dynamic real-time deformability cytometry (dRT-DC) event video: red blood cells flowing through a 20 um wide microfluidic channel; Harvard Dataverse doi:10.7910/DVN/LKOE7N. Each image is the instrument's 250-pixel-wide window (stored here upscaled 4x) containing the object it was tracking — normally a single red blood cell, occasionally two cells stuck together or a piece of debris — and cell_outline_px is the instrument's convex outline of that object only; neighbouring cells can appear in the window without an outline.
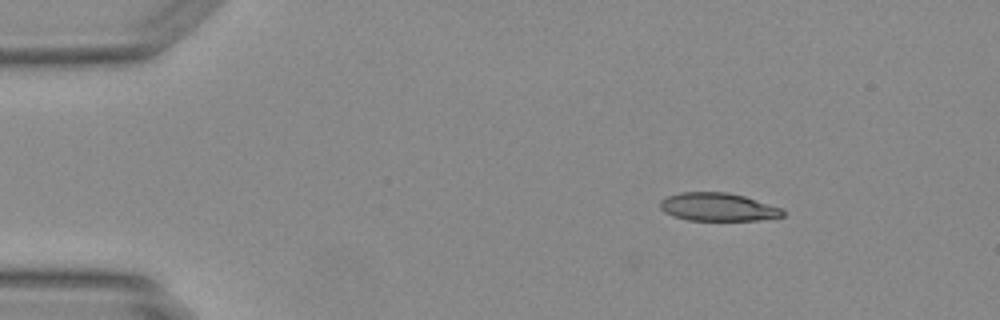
{"species": "Egyptian fruit bat (a non-hibernating species)", "species_latin": "Rousettus aegyptiacus", "temperature_condition": "warm", "stored_images_in_passage": 42, "camera_frame_rate_fps": 3000, "um_per_image_px": 0.085, "animal": {"sex": "female"}, "frame": {"image": 1, "passage_image": 1, "time_ms": 0.0, "image_size_px": [1000, 320], "cell_outline_px": [[784, 216], [756, 220], [688, 220], [672, 216], [664, 212], [660, 208], [660, 200], [668, 196], [680, 192], [728, 192], [744, 196], [784, 208]], "centroid_in_image_um": [61.02, 17.59], "position_along_channel_um": 24.0, "area_um2": 20.17}}
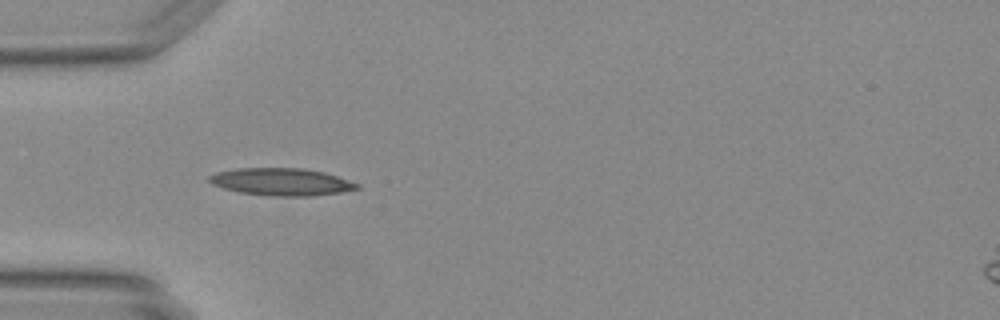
{"frame": {"image": 2, "passage_image": 9, "time_ms": 2.667, "image_size_px": [1000, 320], "cell_outline_px": [[360, 188], [340, 192], [312, 196], [272, 196], [240, 192], [224, 188], [212, 184], [208, 180], [208, 176], [216, 172], [236, 168], [304, 168], [324, 172], [360, 184]], "centroid_in_image_um": [23.91, 15.45], "position_along_channel_um": 61.1, "area_um2": 23.52}}
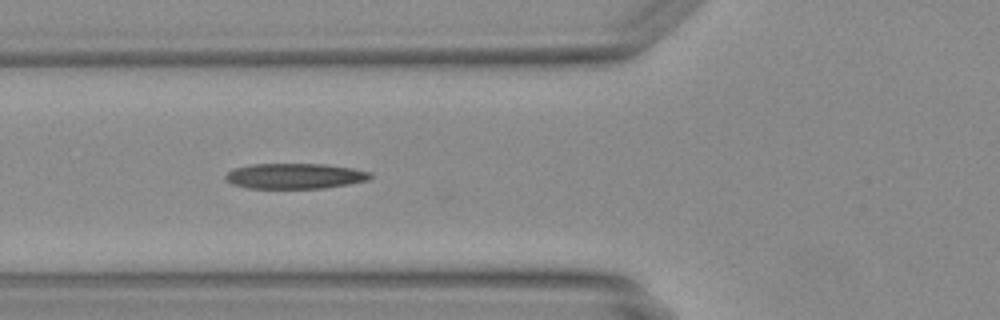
{"frame": {"image": 3, "passage_image": 12, "time_ms": 3.667, "image_size_px": [1000, 320], "cell_outline_px": [[372, 176], [368, 180], [348, 184], [324, 188], [248, 188], [232, 184], [224, 180], [224, 176], [228, 172], [236, 168], [252, 164], [324, 164], [352, 168], [372, 172]], "centroid_in_image_um": [25.06, 14.96], "position_along_channel_um": 100.7, "area_um2": 21.44}}